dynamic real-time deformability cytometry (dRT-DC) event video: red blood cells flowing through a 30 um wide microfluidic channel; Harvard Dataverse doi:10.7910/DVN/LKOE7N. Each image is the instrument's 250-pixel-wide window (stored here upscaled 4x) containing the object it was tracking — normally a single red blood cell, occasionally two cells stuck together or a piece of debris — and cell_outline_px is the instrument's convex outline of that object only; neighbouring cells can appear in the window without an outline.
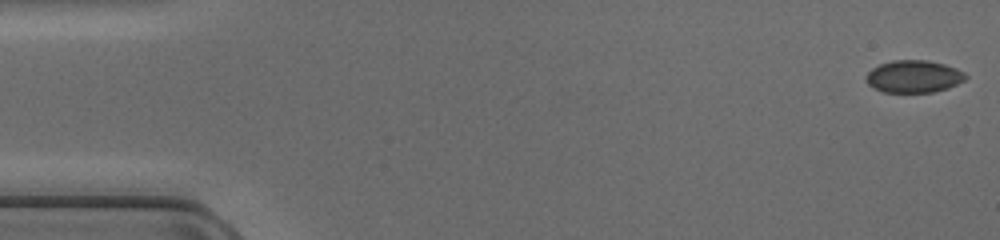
{"species": "common noctule bat (a hibernating species)", "species_latin": "Nyctalus noctula", "temperature_condition": "cold", "stored_images_in_passage": 47, "camera_frame_rate_fps": 3000, "um_per_image_px": 0.085, "animal": {"sex": "female", "body_mass_g": 17.0, "forearm_length_mm": 48.0}, "frame": {"image": 1, "passage_image": 1, "time_ms": 0.0, "image_size_px": [1000, 240], "cell_outline_px": [[968, 76], [964, 80], [948, 88], [932, 92], [884, 92], [868, 84], [864, 76], [872, 68], [880, 64], [892, 60], [928, 60], [944, 64], [956, 68], [964, 72]], "centroid_in_image_um": [77.66, 6.49], "position_along_channel_um": 7.3, "area_um2": 18.73}}
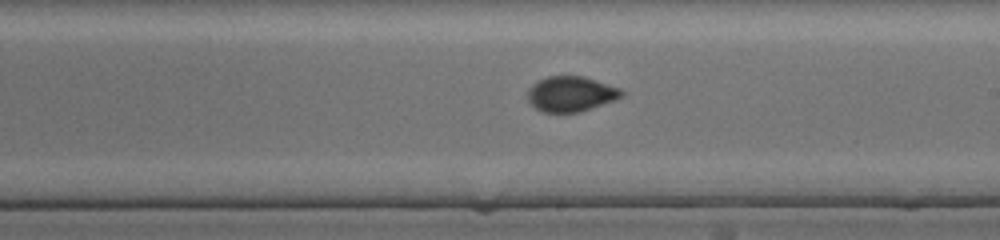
{"frame": {"image": 2, "passage_image": 27, "time_ms": 8.667, "image_size_px": [1000, 240], "cell_outline_px": [[624, 96], [580, 112], [544, 112], [536, 108], [528, 100], [528, 88], [532, 84], [548, 76], [584, 76], [620, 88], [624, 92]], "centroid_in_image_um": [48.53, 7.98], "position_along_channel_um": 240.5, "area_um2": 19.13}}
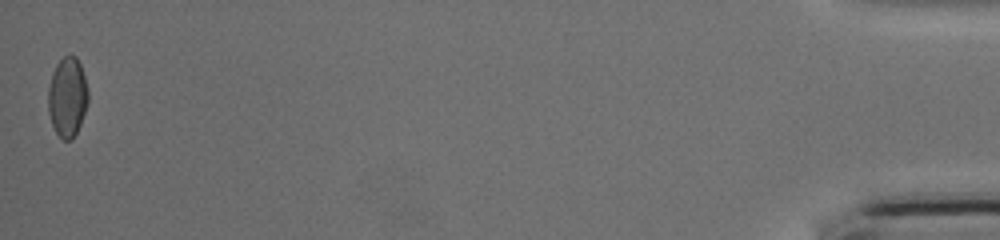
{"frame": {"image": 3, "passage_image": 47, "time_ms": 15.333, "image_size_px": [1000, 240], "cell_outline_px": [[88, 100], [80, 124], [72, 140], [64, 140], [56, 132], [52, 124], [48, 112], [48, 88], [52, 72], [56, 64], [64, 56], [76, 56], [80, 64], [84, 76], [88, 92]], "centroid_in_image_um": [5.71, 8.24], "position_along_channel_um": 429.5, "area_um2": 18.38}}